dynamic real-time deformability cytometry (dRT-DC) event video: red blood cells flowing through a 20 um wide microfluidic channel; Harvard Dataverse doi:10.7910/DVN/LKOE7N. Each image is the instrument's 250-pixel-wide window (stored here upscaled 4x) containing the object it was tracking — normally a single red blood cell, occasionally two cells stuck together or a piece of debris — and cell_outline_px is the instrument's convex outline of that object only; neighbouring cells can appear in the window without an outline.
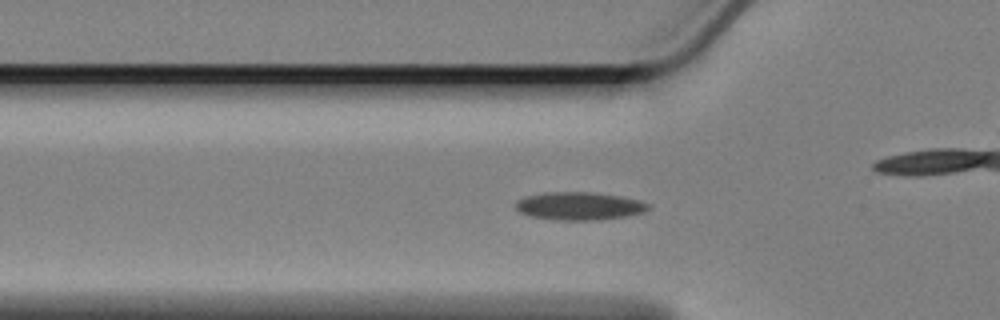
{"species": "Egyptian fruit bat (a non-hibernating species)", "species_latin": "Rousettus aegyptiacus", "temperature_condition": "cold", "stored_images_in_passage": 47, "camera_frame_rate_fps": 3000, "um_per_image_px": 0.085, "animal": {"sex": "female"}, "frame": {"image": 1, "passage_image": 9, "time_ms": 2.667, "image_size_px": [1000, 320], "cell_outline_px": [[652, 208], [644, 212], [624, 216], [600, 220], [556, 220], [528, 216], [520, 212], [516, 208], [516, 200], [528, 196], [544, 192], [592, 192], [620, 196], [640, 200], [652, 204]], "centroid_in_image_um": [49.27, 17.51], "position_along_channel_um": 76.5, "area_um2": 21.79}}
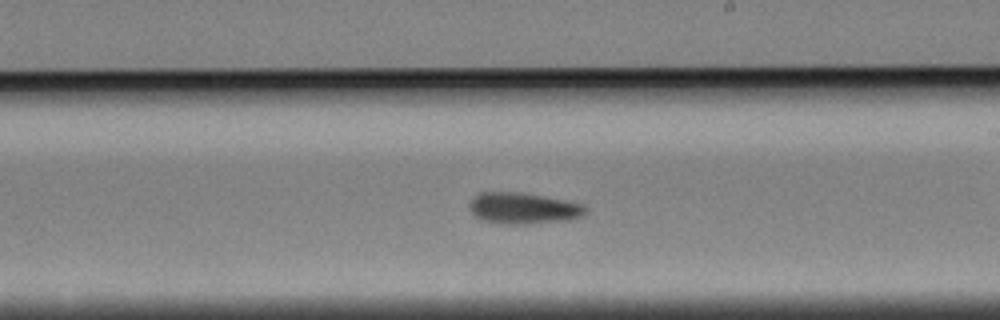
{"frame": {"image": 2, "passage_image": 24, "time_ms": 7.667, "image_size_px": [1000, 320], "cell_outline_px": [[588, 208], [580, 216], [564, 220], [524, 224], [508, 224], [484, 220], [476, 216], [472, 212], [468, 204], [480, 192], [520, 192], [544, 196], [584, 204]], "centroid_in_image_um": [44.47, 17.69], "position_along_channel_um": 244.5, "area_um2": 20.75}}
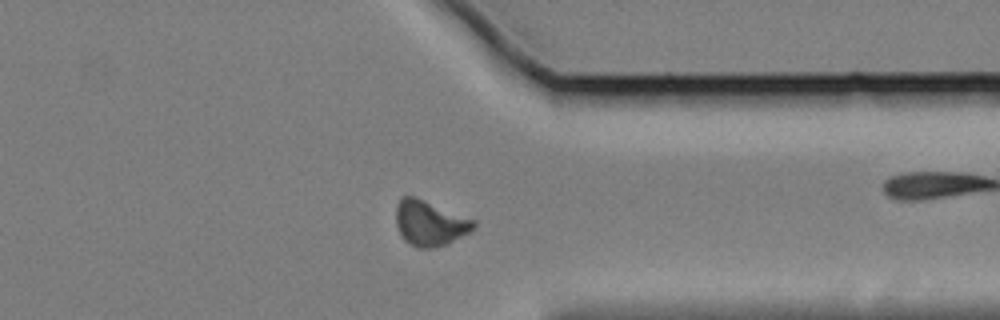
{"frame": {"image": 3, "passage_image": 36, "time_ms": 11.667, "image_size_px": [1000, 320], "cell_outline_px": [[476, 224], [468, 232], [444, 244], [428, 248], [416, 248], [408, 244], [400, 236], [396, 224], [396, 204], [404, 196], [416, 196], [476, 220]], "centroid_in_image_um": [36.48, 18.95], "position_along_channel_um": 374.9, "area_um2": 20.4}}